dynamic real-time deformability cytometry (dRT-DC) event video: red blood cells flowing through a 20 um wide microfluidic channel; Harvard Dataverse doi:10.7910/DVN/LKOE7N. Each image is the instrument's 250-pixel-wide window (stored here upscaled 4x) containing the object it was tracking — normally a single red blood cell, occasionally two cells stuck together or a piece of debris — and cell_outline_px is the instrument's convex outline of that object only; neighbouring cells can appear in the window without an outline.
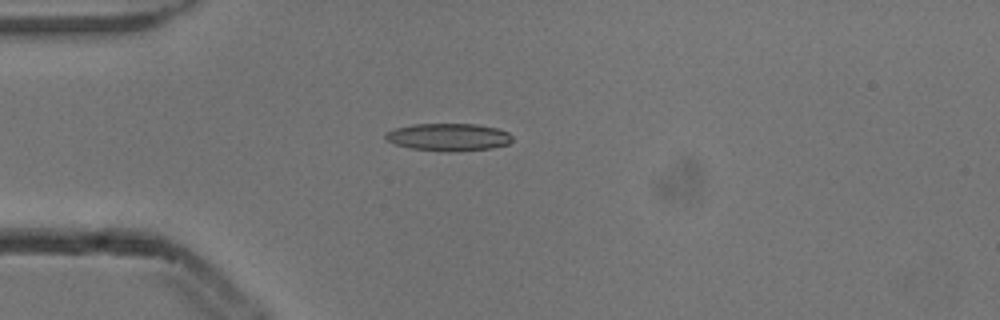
{"species": "common noctule bat (a hibernating species)", "species_latin": "Nyctalus noctula", "temperature_condition": "cold", "stored_images_in_passage": 4, "camera_frame_rate_fps": 3000, "um_per_image_px": 0.085, "animal": {"sex": "male", "body_mass_g": 13.3}, "frame": {"image": 1, "passage_image": 4, "time_ms": 1.0, "image_size_px": [1000, 320], "cell_outline_px": [[512, 140], [508, 144], [492, 148], [452, 152], [448, 152], [412, 148], [396, 144], [388, 140], [384, 136], [384, 132], [396, 128], [412, 124], [476, 124], [496, 128], [508, 132], [512, 136]], "centroid_in_image_um": [38.13, 11.65], "position_along_channel_um": 46.9, "area_um2": 20.29}}